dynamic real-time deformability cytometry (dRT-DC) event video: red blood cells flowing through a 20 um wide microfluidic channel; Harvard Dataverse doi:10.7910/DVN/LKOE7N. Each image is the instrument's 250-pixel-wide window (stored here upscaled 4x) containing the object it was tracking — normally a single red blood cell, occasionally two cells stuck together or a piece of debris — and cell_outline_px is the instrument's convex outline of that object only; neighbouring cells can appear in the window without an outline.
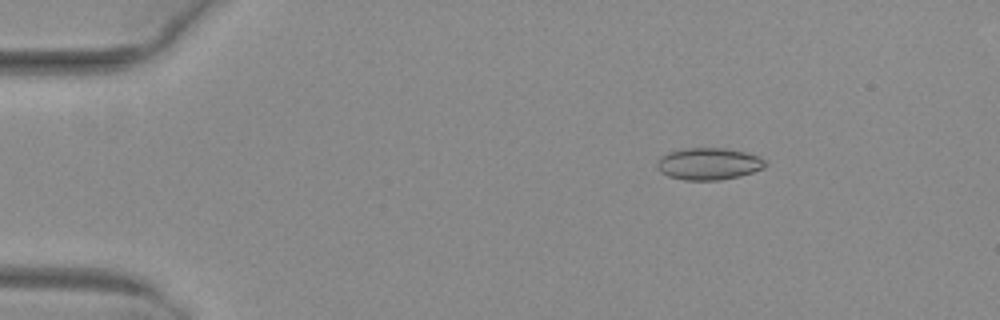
{"species": "common noctule bat (a hibernating species)", "species_latin": "Nyctalus noctula", "temperature_condition": "warm", "stored_images_in_passage": 52, "camera_frame_rate_fps": 3000, "um_per_image_px": 0.085, "animal": {"sex": "female", "body_mass_g": 29.2, "forearm_length_mm": 56.3}, "frame": {"image": 1, "passage_image": 9, "time_ms": 2.667, "image_size_px": [1000, 320], "cell_outline_px": [[768, 164], [764, 168], [740, 176], [720, 180], [684, 180], [668, 176], [660, 172], [656, 168], [656, 160], [660, 156], [668, 152], [684, 148], [724, 148], [744, 152], [760, 156]], "centroid_in_image_um": [60.21, 13.92], "position_along_channel_um": 24.8, "area_um2": 20.4}}
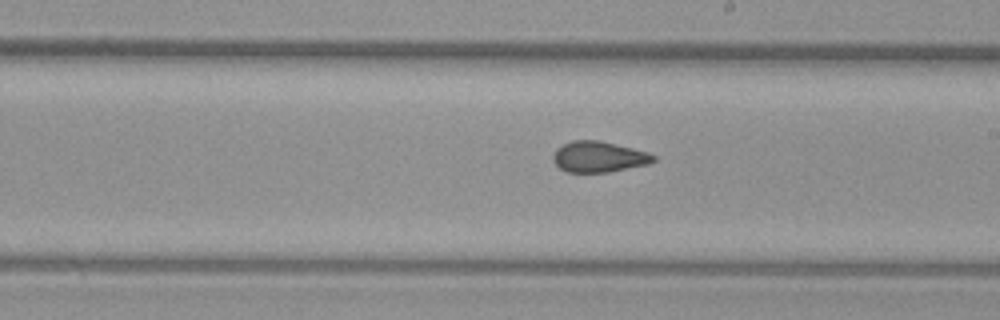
{"frame": {"image": 2, "passage_image": 31, "time_ms": 10.0, "image_size_px": [1000, 320], "cell_outline_px": [[656, 160], [648, 164], [608, 172], [568, 172], [560, 168], [552, 160], [552, 156], [556, 148], [572, 140], [600, 140], [648, 152], [656, 156]], "centroid_in_image_um": [50.89, 13.32], "position_along_channel_um": 238.1, "area_um2": 18.03}}
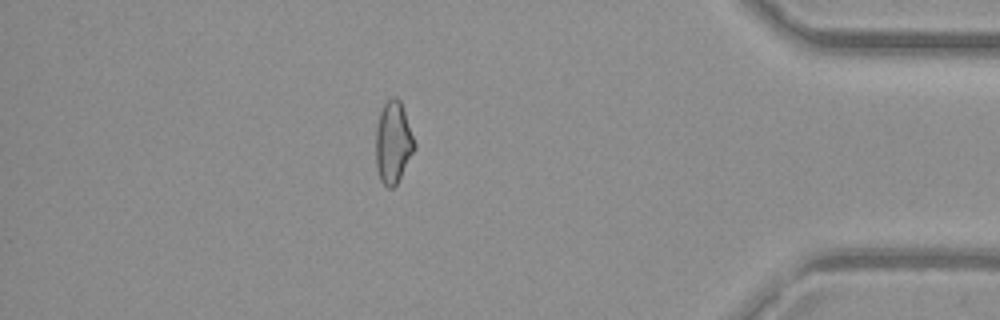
{"frame": {"image": 3, "passage_image": 46, "time_ms": 15.0, "image_size_px": [1000, 320], "cell_outline_px": [[416, 148], [396, 184], [392, 188], [388, 188], [380, 180], [376, 168], [376, 128], [380, 112], [384, 104], [392, 96], [396, 96], [400, 100], [416, 144]], "centroid_in_image_um": [33.41, 12.11], "position_along_channel_um": 401.8, "area_um2": 18.38}, "authors_computed_cell_mechanics": {"area_um2": 18.8717, "velocity_mm_per_s": 4.0506, "shape_relaxation_time_tau1_ms": null, "shape_relaxation_time_tau2_ms": 1.4984, "deformation_change_tau1": null, "deformation_change_tau2": 0.0827}}